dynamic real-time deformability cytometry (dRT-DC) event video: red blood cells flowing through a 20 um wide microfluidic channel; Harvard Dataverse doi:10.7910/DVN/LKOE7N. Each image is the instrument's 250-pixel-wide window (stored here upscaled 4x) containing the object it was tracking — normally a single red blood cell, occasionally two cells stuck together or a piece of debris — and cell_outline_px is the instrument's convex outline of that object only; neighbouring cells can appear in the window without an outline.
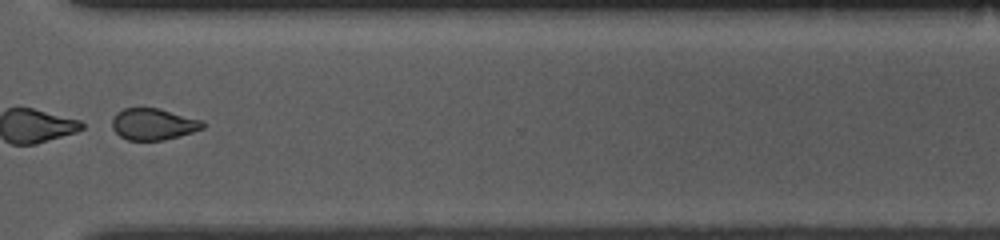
{"species": "common noctule bat (a hibernating species)", "species_latin": "Nyctalus noctula", "temperature_condition": "room temperature", "stored_images_in_passage": 52, "segment_of_instrument_passage": [2, 2], "camera_frame_rate_fps": 3000, "um_per_image_px": 0.085, "animal": {"sex": "female", "body_mass_g": 10.0, "forearm_length_mm": 53.1}, "frame": {"image": 1, "passage_image": 40, "time_ms": 13.0, "image_size_px": [1000, 240], "cell_outline_px": [[204, 128], [192, 132], [164, 140], [128, 140], [120, 136], [112, 128], [112, 116], [116, 112], [124, 108], [160, 108], [204, 120]], "centroid_in_image_um": [13.03, 10.54], "position_along_channel_um": 357.6, "area_um2": 16.82}}